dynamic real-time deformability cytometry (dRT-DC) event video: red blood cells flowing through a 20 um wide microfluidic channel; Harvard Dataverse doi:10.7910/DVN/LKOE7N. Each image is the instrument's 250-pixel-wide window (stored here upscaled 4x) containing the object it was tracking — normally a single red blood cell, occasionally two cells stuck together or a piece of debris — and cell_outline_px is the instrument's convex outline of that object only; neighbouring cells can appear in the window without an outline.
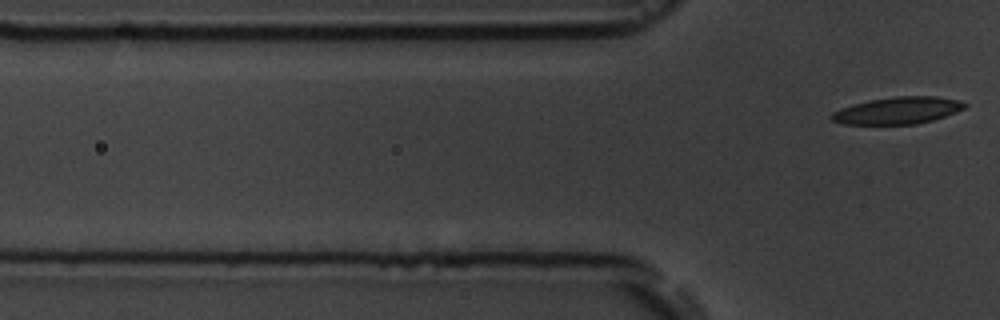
{"species": "common noctule bat (a hibernating species)", "species_latin": "Nyctalus noctula", "temperature_condition": "room temperature", "stored_images_in_passage": 7, "camera_frame_rate_fps": 3000, "um_per_image_px": 0.085, "animal": {"sex": "male", "body_mass_g": 19.5, "forearm_length_mm": 54.6}, "frame": {"image": 1, "passage_image": 7, "time_ms": 6.667, "image_size_px": [1000, 320], "cell_outline_px": [[968, 104], [964, 108], [956, 112], [932, 120], [916, 124], [844, 124], [832, 120], [828, 116], [832, 112], [840, 108], [852, 104], [872, 100], [896, 96], [936, 96], [960, 100]], "centroid_in_image_um": [76.3, 9.39], "position_along_channel_um": 49.5, "area_um2": 20.92}}